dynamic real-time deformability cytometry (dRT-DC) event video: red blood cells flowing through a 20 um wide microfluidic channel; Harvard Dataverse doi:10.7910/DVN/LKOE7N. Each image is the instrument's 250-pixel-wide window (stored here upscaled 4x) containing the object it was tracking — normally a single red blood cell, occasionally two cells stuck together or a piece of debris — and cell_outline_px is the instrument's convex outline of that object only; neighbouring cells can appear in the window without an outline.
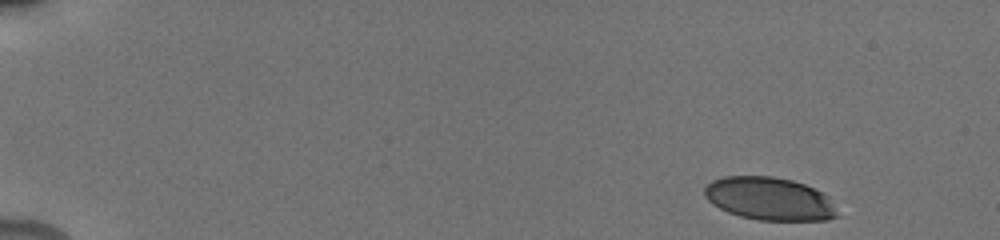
{"species": "human", "species_latin": "Homo sapiens", "temperature_condition": "cold", "stored_images_in_passage": 39, "camera_frame_rate_fps": 3000, "um_per_image_px": 0.085, "donor": {"sex": "male"}, "frame": {"image": 1, "passage_image": 1, "time_ms": 0.0, "image_size_px": [1000, 240], "cell_outline_px": [[836, 216], [828, 220], [756, 220], [740, 216], [728, 212], [712, 204], [704, 196], [704, 188], [712, 180], [724, 176], [772, 176], [792, 180], [804, 184], [828, 196], [836, 212]], "centroid_in_image_um": [65.35, 16.89], "position_along_channel_um": 19.6, "area_um2": 33.06}}
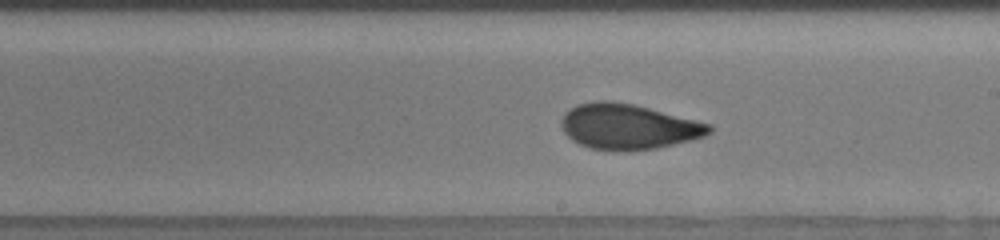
{"frame": {"image": 2, "passage_image": 22, "time_ms": 9.333, "image_size_px": [1000, 240], "cell_outline_px": [[712, 132], [704, 136], [692, 140], [656, 148], [592, 148], [580, 144], [572, 140], [564, 132], [560, 124], [560, 120], [564, 112], [576, 104], [596, 100], [608, 100], [632, 104], [712, 124]], "centroid_in_image_um": [53.38, 10.72], "position_along_channel_um": 235.6, "area_um2": 38.32}}
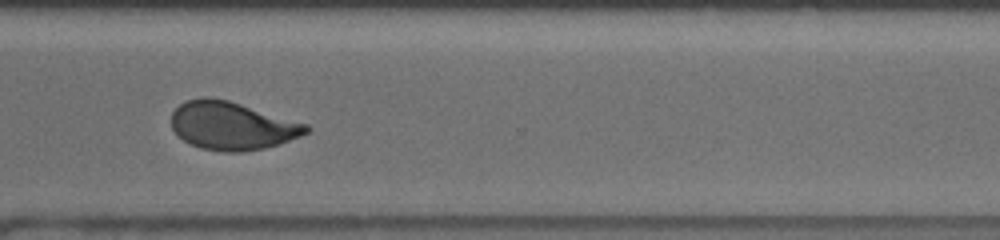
{"frame": {"image": 3, "passage_image": 30, "time_ms": 12.333, "image_size_px": [1000, 240], "cell_outline_px": [[312, 128], [308, 132], [300, 136], [280, 144], [264, 148], [240, 152], [224, 152], [200, 148], [184, 140], [172, 128], [172, 112], [180, 104], [188, 100], [200, 96], [208, 96], [228, 100], [308, 124]], "centroid_in_image_um": [19.74, 10.68], "position_along_channel_um": 350.9, "area_um2": 37.74}, "authors_computed_cell_mechanics": {"area_um2": 36.8764, "velocity_mm_per_s": 3.8406, "shape_relaxation_time_tau1_ms": 6.8995, "shape_relaxation_time_tau2_ms": 0.8613, "deformation_change_tau1": 0.1833, "deformation_change_tau2": 0.0521}}